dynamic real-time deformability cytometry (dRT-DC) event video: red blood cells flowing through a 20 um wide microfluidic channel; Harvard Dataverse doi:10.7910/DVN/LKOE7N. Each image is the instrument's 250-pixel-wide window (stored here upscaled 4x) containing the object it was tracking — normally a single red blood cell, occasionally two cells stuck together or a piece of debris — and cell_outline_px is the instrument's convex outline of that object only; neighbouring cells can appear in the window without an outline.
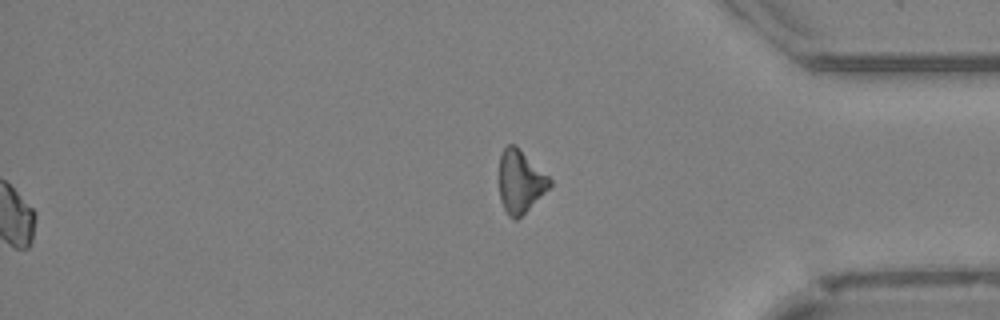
{"species": "Egyptian fruit bat (a non-hibernating species)", "species_latin": "Rousettus aegyptiacus", "temperature_condition": "cold", "stored_images_in_passage": 39, "segment_of_instrument_passage": [2, 2], "camera_frame_rate_fps": 3000, "um_per_image_px": 0.085, "animal": {"sex": "female"}, "frame": {"image": 1, "passage_image": 39, "time_ms": 12.667, "image_size_px": [1000, 320], "cell_outline_px": [[552, 184], [516, 220], [508, 216], [500, 200], [500, 156], [504, 148], [508, 144], [516, 144], [552, 180]], "centroid_in_image_um": [44.21, 15.4], "position_along_channel_um": 391.0, "area_um2": 18.09}}